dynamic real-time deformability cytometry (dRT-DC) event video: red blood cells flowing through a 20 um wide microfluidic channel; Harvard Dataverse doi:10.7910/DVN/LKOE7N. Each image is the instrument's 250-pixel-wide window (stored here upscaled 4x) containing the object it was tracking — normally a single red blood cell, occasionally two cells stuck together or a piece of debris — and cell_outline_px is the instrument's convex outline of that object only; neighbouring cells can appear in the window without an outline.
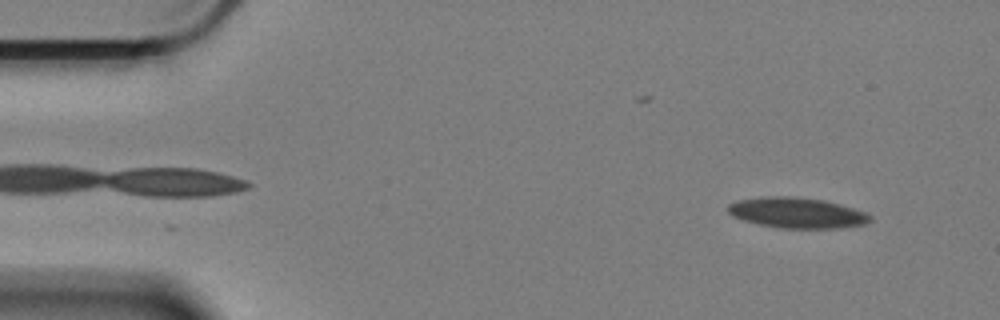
{"species": "Egyptian fruit bat (a non-hibernating species)", "species_latin": "Rousettus aegyptiacus", "temperature_condition": "cold", "stored_images_in_passage": 58, "camera_frame_rate_fps": 3000, "um_per_image_px": 0.085, "animal": {"sex": "female"}, "frame": {"image": 1, "passage_image": 4, "time_ms": 1.0, "image_size_px": [1000, 320], "cell_outline_px": [[872, 220], [864, 224], [836, 228], [776, 228], [744, 220], [732, 216], [728, 212], [728, 204], [736, 200], [772, 196], [788, 196], [824, 200], [840, 204], [864, 212], [872, 216]], "centroid_in_image_um": [67.72, 18.09], "position_along_channel_um": 17.3, "area_um2": 25.14}}
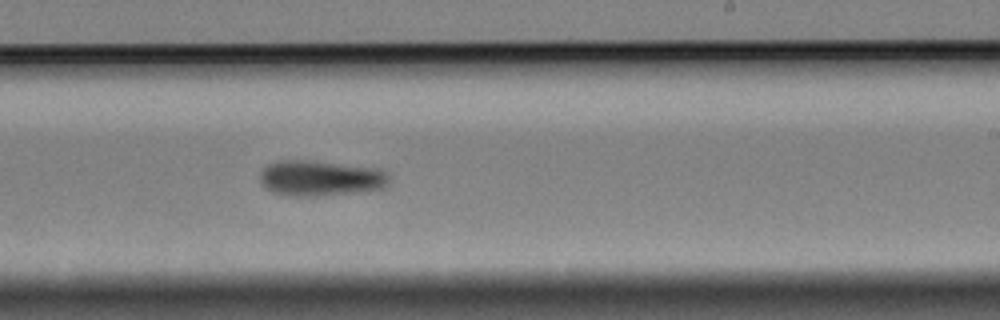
{"frame": {"image": 2, "passage_image": 34, "time_ms": 11.0, "image_size_px": [1000, 320], "cell_outline_px": [[388, 184], [384, 188], [356, 192], [316, 196], [288, 196], [272, 192], [264, 188], [260, 184], [260, 172], [268, 164], [280, 160], [304, 160], [380, 168], [388, 172]], "centroid_in_image_um": [27.21, 15.15], "position_along_channel_um": 261.8, "area_um2": 26.93}}
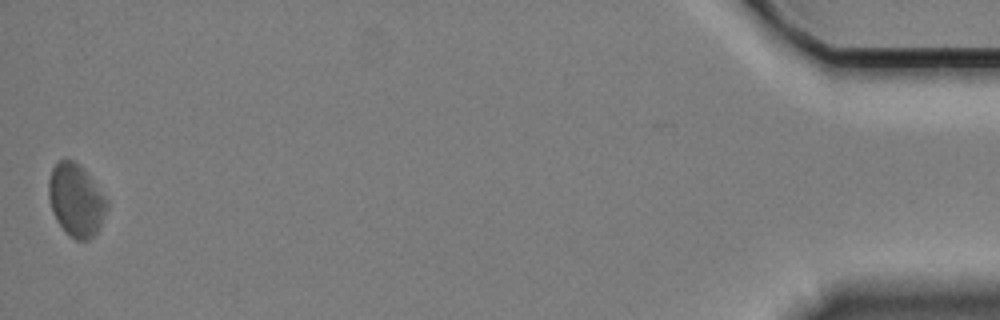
{"frame": {"image": 3, "passage_image": 57, "time_ms": 18.667, "image_size_px": [1000, 320], "cell_outline_px": [[108, 208], [96, 232], [88, 240], [76, 240], [56, 220], [52, 212], [48, 196], [48, 180], [52, 168], [60, 160], [72, 160], [88, 176], [108, 200]], "centroid_in_image_um": [6.44, 17.02], "position_along_channel_um": 428.8, "area_um2": 23.93}, "authors_computed_cell_mechanics": {"area_um2": 25.2008, "velocity_mm_per_s": 3.3638, "shape_relaxation_time_tau1_ms": 4.1759, "shape_relaxation_time_tau2_ms": null, "deformation_change_tau1": 0.0818, "deformation_change_tau2": null}}